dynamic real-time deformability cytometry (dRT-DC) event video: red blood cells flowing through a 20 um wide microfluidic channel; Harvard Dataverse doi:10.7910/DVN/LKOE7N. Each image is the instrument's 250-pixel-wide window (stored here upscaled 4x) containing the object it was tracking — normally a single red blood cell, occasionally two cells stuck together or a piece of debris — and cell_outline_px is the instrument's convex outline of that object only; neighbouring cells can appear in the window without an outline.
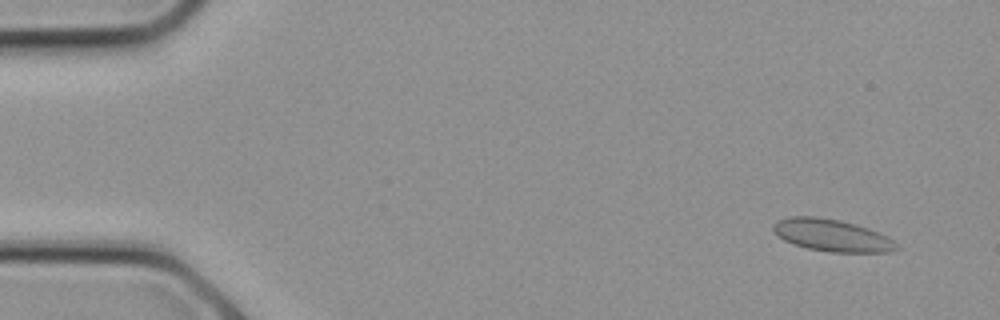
{"species": "common noctule bat (a hibernating species)", "species_latin": "Nyctalus noctula", "temperature_condition": "cold", "stored_images_in_passage": 8, "camera_frame_rate_fps": 3000, "um_per_image_px": 0.085, "animal": {"sex": "female", "body_mass_g": 21.9}, "frame": {"image": 1, "passage_image": 2, "time_ms": 0.333, "image_size_px": [1000, 320], "cell_outline_px": [[900, 248], [888, 252], [828, 252], [808, 248], [784, 240], [772, 228], [772, 224], [788, 216], [816, 216], [840, 220], [856, 224], [880, 232], [892, 240]], "centroid_in_image_um": [70.73, 19.99], "position_along_channel_um": 14.3, "area_um2": 22.95}}